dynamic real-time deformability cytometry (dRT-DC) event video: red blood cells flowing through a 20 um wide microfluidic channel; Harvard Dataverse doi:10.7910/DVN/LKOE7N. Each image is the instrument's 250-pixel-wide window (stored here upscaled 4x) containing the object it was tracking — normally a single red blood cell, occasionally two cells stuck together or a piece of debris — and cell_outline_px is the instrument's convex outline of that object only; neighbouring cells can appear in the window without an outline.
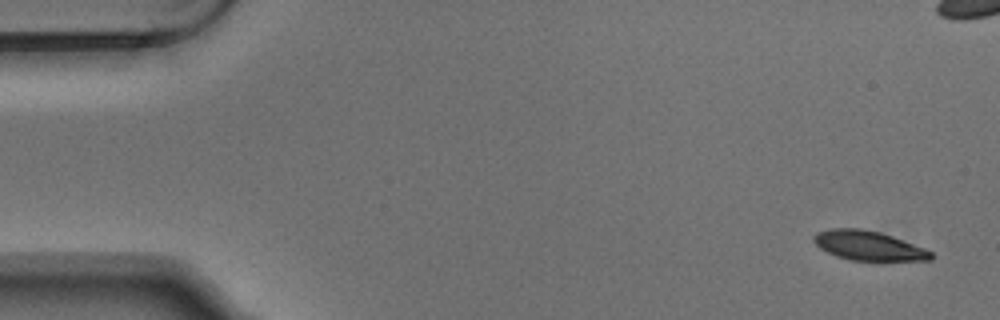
{"species": "Egyptian fruit bat (a non-hibernating species)", "species_latin": "Rousettus aegyptiacus", "temperature_condition": "warm", "stored_images_in_passage": 5, "camera_frame_rate_fps": 3000, "um_per_image_px": 0.085, "animal": {"sex": "male"}, "frame": {"image": 1, "passage_image": 1, "time_ms": 0.0, "image_size_px": [1000, 320], "cell_outline_px": [[932, 260], [852, 260], [836, 256], [820, 248], [812, 240], [812, 236], [816, 232], [832, 228], [860, 228], [880, 232], [892, 236], [924, 248], [932, 252]], "centroid_in_image_um": [73.78, 20.86], "position_along_channel_um": 11.2, "area_um2": 19.94}}